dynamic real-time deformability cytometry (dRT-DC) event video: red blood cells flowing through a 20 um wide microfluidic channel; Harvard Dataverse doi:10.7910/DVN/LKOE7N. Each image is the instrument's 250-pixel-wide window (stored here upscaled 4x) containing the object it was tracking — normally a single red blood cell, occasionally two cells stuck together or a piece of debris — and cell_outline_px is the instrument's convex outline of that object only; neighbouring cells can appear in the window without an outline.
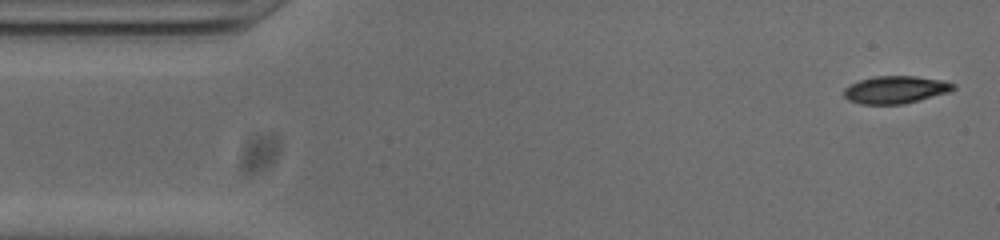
{"species": "common noctule bat (a hibernating species)", "species_latin": "Nyctalus noctula", "temperature_condition": "cold", "stored_images_in_passage": 52, "camera_frame_rate_fps": 3000, "um_per_image_px": 0.085, "animal": {"sex": "male", "body_mass_g": 20.0, "forearm_length_mm": 53.3}, "frame": {"image": 1, "passage_image": 2, "time_ms": 0.333, "image_size_px": [1000, 240], "cell_outline_px": [[956, 88], [952, 92], [904, 104], [860, 104], [848, 100], [844, 96], [844, 88], [860, 80], [876, 76], [916, 76], [944, 80], [956, 84]], "centroid_in_image_um": [76.18, 7.63], "position_along_channel_um": 8.8, "area_um2": 17.74}}
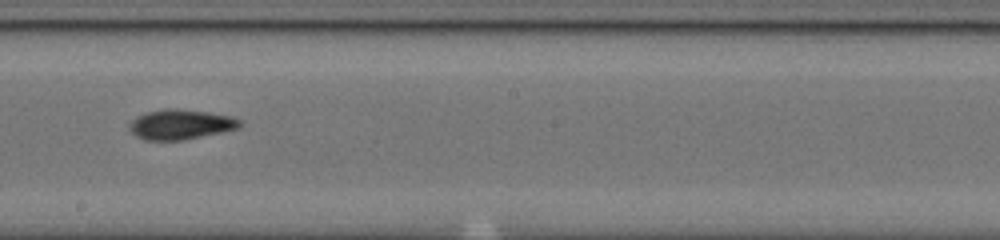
{"frame": {"image": 2, "passage_image": 28, "time_ms": 9.0, "image_size_px": [1000, 240], "cell_outline_px": [[244, 124], [240, 128], [184, 140], [144, 140], [136, 136], [128, 128], [128, 124], [136, 116], [144, 112], [168, 108], [176, 108], [208, 112], [232, 116], [240, 120]], "centroid_in_image_um": [15.35, 10.57], "position_along_channel_um": 232.9, "area_um2": 19.54}}
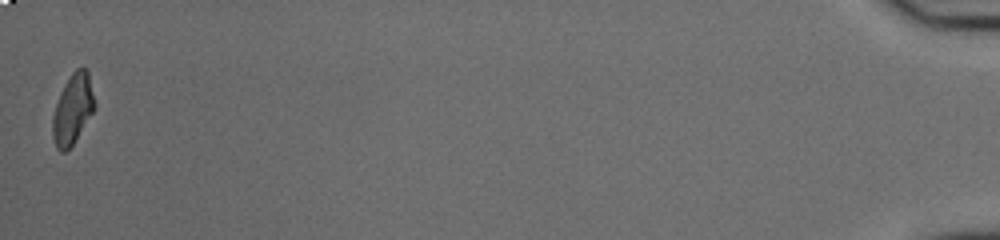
{"frame": {"image": 3, "passage_image": 52, "time_ms": 17.0, "image_size_px": [1000, 240], "cell_outline_px": [[96, 108], [72, 144], [64, 152], [60, 152], [56, 148], [52, 136], [52, 116], [60, 92], [64, 84], [72, 72], [76, 68], [88, 68], [96, 104]], "centroid_in_image_um": [6.19, 9.24], "position_along_channel_um": 429.0, "area_um2": 17.28}, "authors_computed_cell_mechanics": {"area_um2": 18.2359, "velocity_mm_per_s": 3.8147, "shape_relaxation_time_tau1_ms": 5.5147, "shape_relaxation_time_tau2_ms": 3.1968, "deformation_change_tau1": 0.1803, "deformation_change_tau2": 0.0876}}